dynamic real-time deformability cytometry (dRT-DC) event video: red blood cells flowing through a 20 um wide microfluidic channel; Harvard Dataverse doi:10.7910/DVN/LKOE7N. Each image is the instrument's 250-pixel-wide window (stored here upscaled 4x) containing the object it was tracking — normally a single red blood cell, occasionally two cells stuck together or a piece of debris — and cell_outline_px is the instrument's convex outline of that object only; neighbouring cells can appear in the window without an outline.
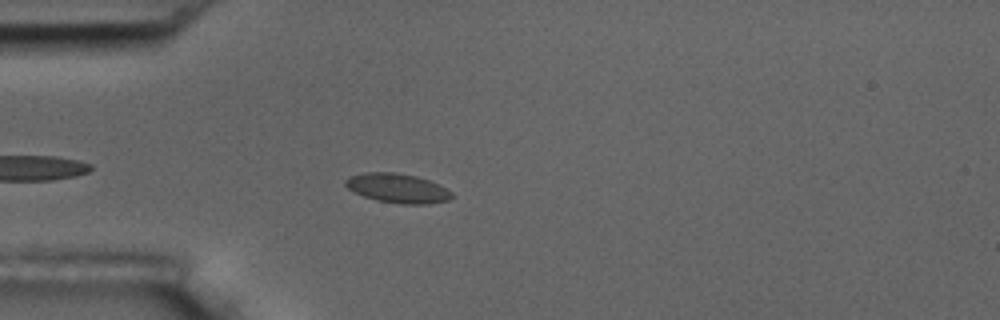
{"species": "common noctule bat (a hibernating species)", "species_latin": "Nyctalus noctula", "temperature_condition": "room temperature", "stored_images_in_passage": 6, "camera_frame_rate_fps": 3000, "um_per_image_px": 0.085, "animal": {"sex": "male", "body_mass_g": 17.5, "forearm_length_mm": 52.3}, "frame": {"image": 1, "passage_image": 5, "time_ms": 5.0, "image_size_px": [1000, 320], "cell_outline_px": [[452, 196], [448, 200], [428, 204], [400, 204], [376, 200], [364, 196], [348, 188], [344, 184], [344, 180], [348, 176], [364, 172], [392, 172], [416, 176], [428, 180], [452, 192]], "centroid_in_image_um": [33.74, 15.99], "position_along_channel_um": 51.3, "area_um2": 18.03}}